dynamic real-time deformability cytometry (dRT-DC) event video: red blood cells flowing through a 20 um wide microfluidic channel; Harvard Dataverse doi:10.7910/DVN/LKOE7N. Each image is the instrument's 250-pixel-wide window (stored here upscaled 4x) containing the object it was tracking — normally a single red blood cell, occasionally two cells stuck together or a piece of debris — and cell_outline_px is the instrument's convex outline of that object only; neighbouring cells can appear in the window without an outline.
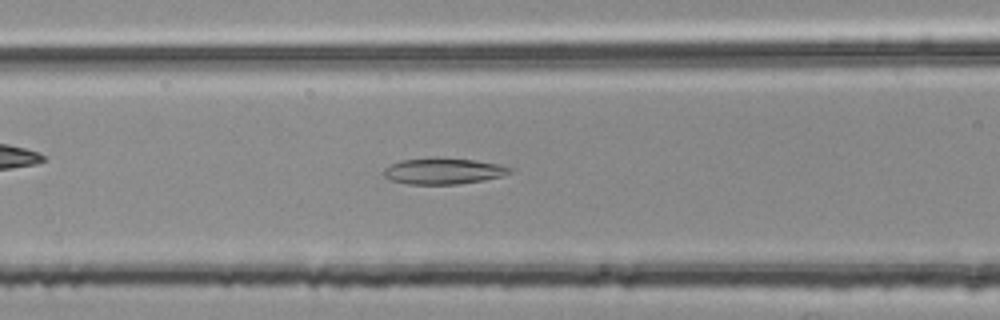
{"species": "common noctule bat (a hibernating species)", "species_latin": "Nyctalus noctula", "temperature_condition": "room temperature", "stored_images_in_passage": 53, "camera_frame_rate_fps": 3000, "um_per_image_px": 0.085, "animal": {"sex": "female", "body_mass_g": 25.1}, "frame": {"image": 1, "passage_image": 21, "time_ms": 6.667, "image_size_px": [1000, 320], "cell_outline_px": [[516, 168], [512, 172], [500, 176], [484, 180], [456, 184], [408, 184], [388, 180], [384, 176], [384, 168], [400, 160], [436, 156], [472, 160], [496, 164]], "centroid_in_image_um": [37.65, 14.53], "position_along_channel_um": 128.9, "area_um2": 19.42}}
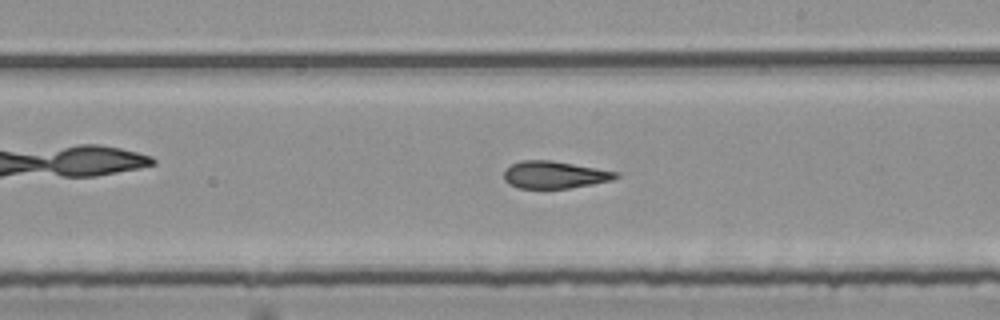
{"frame": {"image": 2, "passage_image": 30, "time_ms": 9.667, "image_size_px": [1000, 320], "cell_outline_px": [[620, 176], [612, 180], [592, 184], [568, 188], [520, 188], [508, 184], [504, 180], [504, 172], [512, 164], [520, 160], [552, 160], [620, 172]], "centroid_in_image_um": [47.15, 14.85], "position_along_channel_um": 241.8, "area_um2": 17.8}}
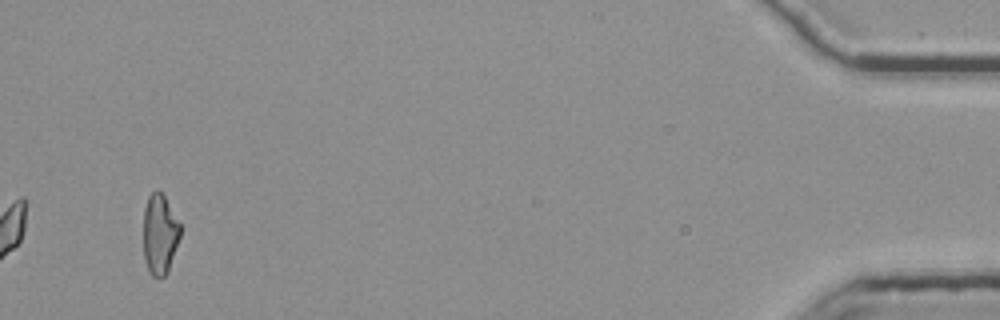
{"frame": {"image": 3, "passage_image": 51, "time_ms": 16.667, "image_size_px": [1000, 320], "cell_outline_px": [[180, 236], [168, 272], [164, 276], [152, 276], [148, 272], [144, 260], [144, 208], [148, 196], [156, 188], [164, 196], [180, 224]], "centroid_in_image_um": [13.57, 19.92], "position_along_channel_um": 421.6, "area_um2": 17.17}, "authors_computed_cell_mechanics": {"area_um2": 18.2648, "velocity_mm_per_s": 3.7788, "shape_relaxation_time_tau1_ms": null, "shape_relaxation_time_tau2_ms": 3.2706, "deformation_change_tau1": null, "deformation_change_tau2": 0.137}}